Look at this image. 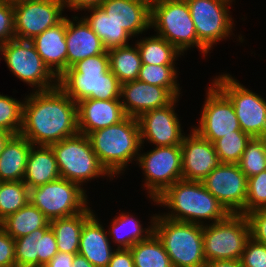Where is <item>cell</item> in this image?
I'll return each instance as SVG.
<instances>
[{"label":"cell","mask_w":266,"mask_h":267,"mask_svg":"<svg viewBox=\"0 0 266 267\" xmlns=\"http://www.w3.org/2000/svg\"><path fill=\"white\" fill-rule=\"evenodd\" d=\"M250 225V237L266 245V209H257L246 214Z\"/></svg>","instance_id":"43"},{"label":"cell","mask_w":266,"mask_h":267,"mask_svg":"<svg viewBox=\"0 0 266 267\" xmlns=\"http://www.w3.org/2000/svg\"><path fill=\"white\" fill-rule=\"evenodd\" d=\"M13 136V134L0 129V154L2 153L5 144Z\"/></svg>","instance_id":"50"},{"label":"cell","mask_w":266,"mask_h":267,"mask_svg":"<svg viewBox=\"0 0 266 267\" xmlns=\"http://www.w3.org/2000/svg\"><path fill=\"white\" fill-rule=\"evenodd\" d=\"M182 179L202 181L221 162L214 144L201 137L195 130L184 135L181 143Z\"/></svg>","instance_id":"18"},{"label":"cell","mask_w":266,"mask_h":267,"mask_svg":"<svg viewBox=\"0 0 266 267\" xmlns=\"http://www.w3.org/2000/svg\"><path fill=\"white\" fill-rule=\"evenodd\" d=\"M14 5L11 0H0V43L6 44L15 36Z\"/></svg>","instance_id":"41"},{"label":"cell","mask_w":266,"mask_h":267,"mask_svg":"<svg viewBox=\"0 0 266 267\" xmlns=\"http://www.w3.org/2000/svg\"><path fill=\"white\" fill-rule=\"evenodd\" d=\"M152 201L172 210L161 216L201 226H205L207 220L220 222L230 215L200 181L178 180Z\"/></svg>","instance_id":"2"},{"label":"cell","mask_w":266,"mask_h":267,"mask_svg":"<svg viewBox=\"0 0 266 267\" xmlns=\"http://www.w3.org/2000/svg\"><path fill=\"white\" fill-rule=\"evenodd\" d=\"M88 16H82L93 32L101 39L106 50L129 45L132 36L99 6L87 9Z\"/></svg>","instance_id":"29"},{"label":"cell","mask_w":266,"mask_h":267,"mask_svg":"<svg viewBox=\"0 0 266 267\" xmlns=\"http://www.w3.org/2000/svg\"><path fill=\"white\" fill-rule=\"evenodd\" d=\"M142 64L175 65L182 54L159 35L140 38L135 42Z\"/></svg>","instance_id":"33"},{"label":"cell","mask_w":266,"mask_h":267,"mask_svg":"<svg viewBox=\"0 0 266 267\" xmlns=\"http://www.w3.org/2000/svg\"><path fill=\"white\" fill-rule=\"evenodd\" d=\"M240 262L243 267H266V245L250 238L246 242Z\"/></svg>","instance_id":"42"},{"label":"cell","mask_w":266,"mask_h":267,"mask_svg":"<svg viewBox=\"0 0 266 267\" xmlns=\"http://www.w3.org/2000/svg\"><path fill=\"white\" fill-rule=\"evenodd\" d=\"M93 213L91 207H88L75 216L49 221L59 252L78 254L83 225Z\"/></svg>","instance_id":"30"},{"label":"cell","mask_w":266,"mask_h":267,"mask_svg":"<svg viewBox=\"0 0 266 267\" xmlns=\"http://www.w3.org/2000/svg\"><path fill=\"white\" fill-rule=\"evenodd\" d=\"M77 116L79 133L88 136L122 121L126 114L120 99H83L77 103Z\"/></svg>","instance_id":"21"},{"label":"cell","mask_w":266,"mask_h":267,"mask_svg":"<svg viewBox=\"0 0 266 267\" xmlns=\"http://www.w3.org/2000/svg\"><path fill=\"white\" fill-rule=\"evenodd\" d=\"M210 85L206 91L199 125L192 127L201 137L214 143L241 128L232 102L213 82Z\"/></svg>","instance_id":"15"},{"label":"cell","mask_w":266,"mask_h":267,"mask_svg":"<svg viewBox=\"0 0 266 267\" xmlns=\"http://www.w3.org/2000/svg\"><path fill=\"white\" fill-rule=\"evenodd\" d=\"M54 152L60 177L83 187V183L103 176L113 177L94 153L89 137L78 133L54 143Z\"/></svg>","instance_id":"7"},{"label":"cell","mask_w":266,"mask_h":267,"mask_svg":"<svg viewBox=\"0 0 266 267\" xmlns=\"http://www.w3.org/2000/svg\"><path fill=\"white\" fill-rule=\"evenodd\" d=\"M32 144L22 135H13L0 154V180L22 181Z\"/></svg>","instance_id":"27"},{"label":"cell","mask_w":266,"mask_h":267,"mask_svg":"<svg viewBox=\"0 0 266 267\" xmlns=\"http://www.w3.org/2000/svg\"><path fill=\"white\" fill-rule=\"evenodd\" d=\"M140 147L136 164L144 174V185L150 200L158 198L176 181L182 179L181 145L160 146L142 153Z\"/></svg>","instance_id":"12"},{"label":"cell","mask_w":266,"mask_h":267,"mask_svg":"<svg viewBox=\"0 0 266 267\" xmlns=\"http://www.w3.org/2000/svg\"><path fill=\"white\" fill-rule=\"evenodd\" d=\"M0 94V129L13 135L20 134L22 128L23 102Z\"/></svg>","instance_id":"39"},{"label":"cell","mask_w":266,"mask_h":267,"mask_svg":"<svg viewBox=\"0 0 266 267\" xmlns=\"http://www.w3.org/2000/svg\"><path fill=\"white\" fill-rule=\"evenodd\" d=\"M29 202V188L23 181H2L0 188V222Z\"/></svg>","instance_id":"36"},{"label":"cell","mask_w":266,"mask_h":267,"mask_svg":"<svg viewBox=\"0 0 266 267\" xmlns=\"http://www.w3.org/2000/svg\"><path fill=\"white\" fill-rule=\"evenodd\" d=\"M155 215L151 217L148 228H143L138 218H134L129 212L114 217L110 228L107 230L108 236L116 244V249H130L140 241L146 240L153 233V223Z\"/></svg>","instance_id":"28"},{"label":"cell","mask_w":266,"mask_h":267,"mask_svg":"<svg viewBox=\"0 0 266 267\" xmlns=\"http://www.w3.org/2000/svg\"><path fill=\"white\" fill-rule=\"evenodd\" d=\"M72 18L66 16L67 69L80 60L106 51L101 39L83 18L76 15Z\"/></svg>","instance_id":"23"},{"label":"cell","mask_w":266,"mask_h":267,"mask_svg":"<svg viewBox=\"0 0 266 267\" xmlns=\"http://www.w3.org/2000/svg\"><path fill=\"white\" fill-rule=\"evenodd\" d=\"M48 223L45 215L28 202L23 208L2 220L0 226L10 237L17 239L29 235L36 229L44 228Z\"/></svg>","instance_id":"31"},{"label":"cell","mask_w":266,"mask_h":267,"mask_svg":"<svg viewBox=\"0 0 266 267\" xmlns=\"http://www.w3.org/2000/svg\"><path fill=\"white\" fill-rule=\"evenodd\" d=\"M93 213L84 223L78 254L84 256L94 267H107L113 252L107 230ZM109 237V238H108Z\"/></svg>","instance_id":"25"},{"label":"cell","mask_w":266,"mask_h":267,"mask_svg":"<svg viewBox=\"0 0 266 267\" xmlns=\"http://www.w3.org/2000/svg\"><path fill=\"white\" fill-rule=\"evenodd\" d=\"M0 54H2V44L0 43ZM2 59V57H0Z\"/></svg>","instance_id":"52"},{"label":"cell","mask_w":266,"mask_h":267,"mask_svg":"<svg viewBox=\"0 0 266 267\" xmlns=\"http://www.w3.org/2000/svg\"><path fill=\"white\" fill-rule=\"evenodd\" d=\"M257 209H266V170L247 178L245 215Z\"/></svg>","instance_id":"40"},{"label":"cell","mask_w":266,"mask_h":267,"mask_svg":"<svg viewBox=\"0 0 266 267\" xmlns=\"http://www.w3.org/2000/svg\"><path fill=\"white\" fill-rule=\"evenodd\" d=\"M0 267H16L15 242L0 226Z\"/></svg>","instance_id":"44"},{"label":"cell","mask_w":266,"mask_h":267,"mask_svg":"<svg viewBox=\"0 0 266 267\" xmlns=\"http://www.w3.org/2000/svg\"><path fill=\"white\" fill-rule=\"evenodd\" d=\"M135 267H173L162 242L152 233L130 248Z\"/></svg>","instance_id":"34"},{"label":"cell","mask_w":266,"mask_h":267,"mask_svg":"<svg viewBox=\"0 0 266 267\" xmlns=\"http://www.w3.org/2000/svg\"><path fill=\"white\" fill-rule=\"evenodd\" d=\"M86 190L79 184L58 178L29 189V202L51 221L84 212L89 206Z\"/></svg>","instance_id":"9"},{"label":"cell","mask_w":266,"mask_h":267,"mask_svg":"<svg viewBox=\"0 0 266 267\" xmlns=\"http://www.w3.org/2000/svg\"><path fill=\"white\" fill-rule=\"evenodd\" d=\"M178 70L175 65L142 64L138 80L170 89L178 98L180 96V85L177 83Z\"/></svg>","instance_id":"35"},{"label":"cell","mask_w":266,"mask_h":267,"mask_svg":"<svg viewBox=\"0 0 266 267\" xmlns=\"http://www.w3.org/2000/svg\"><path fill=\"white\" fill-rule=\"evenodd\" d=\"M14 242L16 267L46 265L59 252L49 223Z\"/></svg>","instance_id":"20"},{"label":"cell","mask_w":266,"mask_h":267,"mask_svg":"<svg viewBox=\"0 0 266 267\" xmlns=\"http://www.w3.org/2000/svg\"><path fill=\"white\" fill-rule=\"evenodd\" d=\"M178 101L176 98L170 105L149 110L137 118L142 146L145 140L156 147L181 145L185 134L182 133L180 120L174 108Z\"/></svg>","instance_id":"17"},{"label":"cell","mask_w":266,"mask_h":267,"mask_svg":"<svg viewBox=\"0 0 266 267\" xmlns=\"http://www.w3.org/2000/svg\"><path fill=\"white\" fill-rule=\"evenodd\" d=\"M233 1L186 0L197 38L209 51L213 45L232 35L235 24L230 15L229 7Z\"/></svg>","instance_id":"13"},{"label":"cell","mask_w":266,"mask_h":267,"mask_svg":"<svg viewBox=\"0 0 266 267\" xmlns=\"http://www.w3.org/2000/svg\"><path fill=\"white\" fill-rule=\"evenodd\" d=\"M153 233L162 242L173 267H205L203 226L155 214Z\"/></svg>","instance_id":"5"},{"label":"cell","mask_w":266,"mask_h":267,"mask_svg":"<svg viewBox=\"0 0 266 267\" xmlns=\"http://www.w3.org/2000/svg\"><path fill=\"white\" fill-rule=\"evenodd\" d=\"M33 267H48L47 265H38V266H33Z\"/></svg>","instance_id":"53"},{"label":"cell","mask_w":266,"mask_h":267,"mask_svg":"<svg viewBox=\"0 0 266 267\" xmlns=\"http://www.w3.org/2000/svg\"><path fill=\"white\" fill-rule=\"evenodd\" d=\"M205 267H243L240 260H215L209 261Z\"/></svg>","instance_id":"48"},{"label":"cell","mask_w":266,"mask_h":267,"mask_svg":"<svg viewBox=\"0 0 266 267\" xmlns=\"http://www.w3.org/2000/svg\"><path fill=\"white\" fill-rule=\"evenodd\" d=\"M15 36L31 41L65 19L62 0H25L14 2Z\"/></svg>","instance_id":"14"},{"label":"cell","mask_w":266,"mask_h":267,"mask_svg":"<svg viewBox=\"0 0 266 267\" xmlns=\"http://www.w3.org/2000/svg\"><path fill=\"white\" fill-rule=\"evenodd\" d=\"M238 165L247 178L266 170V137L251 138Z\"/></svg>","instance_id":"38"},{"label":"cell","mask_w":266,"mask_h":267,"mask_svg":"<svg viewBox=\"0 0 266 267\" xmlns=\"http://www.w3.org/2000/svg\"><path fill=\"white\" fill-rule=\"evenodd\" d=\"M73 267H94L84 256L75 254Z\"/></svg>","instance_id":"49"},{"label":"cell","mask_w":266,"mask_h":267,"mask_svg":"<svg viewBox=\"0 0 266 267\" xmlns=\"http://www.w3.org/2000/svg\"><path fill=\"white\" fill-rule=\"evenodd\" d=\"M147 3H149L150 5H152L153 3H156V2H159V1H162V0H143Z\"/></svg>","instance_id":"51"},{"label":"cell","mask_w":266,"mask_h":267,"mask_svg":"<svg viewBox=\"0 0 266 267\" xmlns=\"http://www.w3.org/2000/svg\"><path fill=\"white\" fill-rule=\"evenodd\" d=\"M150 27L182 55L195 47L204 57L209 50L198 40L186 0H162L151 5Z\"/></svg>","instance_id":"6"},{"label":"cell","mask_w":266,"mask_h":267,"mask_svg":"<svg viewBox=\"0 0 266 267\" xmlns=\"http://www.w3.org/2000/svg\"><path fill=\"white\" fill-rule=\"evenodd\" d=\"M94 153L112 177L123 173L129 162L137 161L141 147L138 119L126 116L122 121L91 132Z\"/></svg>","instance_id":"4"},{"label":"cell","mask_w":266,"mask_h":267,"mask_svg":"<svg viewBox=\"0 0 266 267\" xmlns=\"http://www.w3.org/2000/svg\"><path fill=\"white\" fill-rule=\"evenodd\" d=\"M251 136L242 130L225 135L213 144L221 163L238 164Z\"/></svg>","instance_id":"37"},{"label":"cell","mask_w":266,"mask_h":267,"mask_svg":"<svg viewBox=\"0 0 266 267\" xmlns=\"http://www.w3.org/2000/svg\"><path fill=\"white\" fill-rule=\"evenodd\" d=\"M176 98L178 97L170 89L138 79L121 84L120 101L126 116L129 117L138 118L149 110L166 107Z\"/></svg>","instance_id":"19"},{"label":"cell","mask_w":266,"mask_h":267,"mask_svg":"<svg viewBox=\"0 0 266 267\" xmlns=\"http://www.w3.org/2000/svg\"><path fill=\"white\" fill-rule=\"evenodd\" d=\"M60 178V172L51 146L32 145L28 155L23 182L35 188Z\"/></svg>","instance_id":"26"},{"label":"cell","mask_w":266,"mask_h":267,"mask_svg":"<svg viewBox=\"0 0 266 267\" xmlns=\"http://www.w3.org/2000/svg\"><path fill=\"white\" fill-rule=\"evenodd\" d=\"M213 83L232 102L241 130L252 138L266 137V100L228 73L215 77Z\"/></svg>","instance_id":"11"},{"label":"cell","mask_w":266,"mask_h":267,"mask_svg":"<svg viewBox=\"0 0 266 267\" xmlns=\"http://www.w3.org/2000/svg\"><path fill=\"white\" fill-rule=\"evenodd\" d=\"M201 182L230 214L245 215L247 177L238 164L221 163Z\"/></svg>","instance_id":"16"},{"label":"cell","mask_w":266,"mask_h":267,"mask_svg":"<svg viewBox=\"0 0 266 267\" xmlns=\"http://www.w3.org/2000/svg\"><path fill=\"white\" fill-rule=\"evenodd\" d=\"M13 3L18 1H25V0H11Z\"/></svg>","instance_id":"54"},{"label":"cell","mask_w":266,"mask_h":267,"mask_svg":"<svg viewBox=\"0 0 266 267\" xmlns=\"http://www.w3.org/2000/svg\"><path fill=\"white\" fill-rule=\"evenodd\" d=\"M75 254L58 252L46 265L48 267H73Z\"/></svg>","instance_id":"47"},{"label":"cell","mask_w":266,"mask_h":267,"mask_svg":"<svg viewBox=\"0 0 266 267\" xmlns=\"http://www.w3.org/2000/svg\"><path fill=\"white\" fill-rule=\"evenodd\" d=\"M100 7L133 37L151 28V5L143 0H103Z\"/></svg>","instance_id":"22"},{"label":"cell","mask_w":266,"mask_h":267,"mask_svg":"<svg viewBox=\"0 0 266 267\" xmlns=\"http://www.w3.org/2000/svg\"><path fill=\"white\" fill-rule=\"evenodd\" d=\"M246 215L230 214L226 219L203 226V251L206 262L240 260L250 239Z\"/></svg>","instance_id":"8"},{"label":"cell","mask_w":266,"mask_h":267,"mask_svg":"<svg viewBox=\"0 0 266 267\" xmlns=\"http://www.w3.org/2000/svg\"><path fill=\"white\" fill-rule=\"evenodd\" d=\"M23 100L20 135L32 145L50 146L79 133L77 103L59 86L33 91Z\"/></svg>","instance_id":"1"},{"label":"cell","mask_w":266,"mask_h":267,"mask_svg":"<svg viewBox=\"0 0 266 267\" xmlns=\"http://www.w3.org/2000/svg\"><path fill=\"white\" fill-rule=\"evenodd\" d=\"M107 267H135L130 249H116Z\"/></svg>","instance_id":"45"},{"label":"cell","mask_w":266,"mask_h":267,"mask_svg":"<svg viewBox=\"0 0 266 267\" xmlns=\"http://www.w3.org/2000/svg\"><path fill=\"white\" fill-rule=\"evenodd\" d=\"M31 42L44 64L59 78L67 70L66 17L56 26L34 37Z\"/></svg>","instance_id":"24"},{"label":"cell","mask_w":266,"mask_h":267,"mask_svg":"<svg viewBox=\"0 0 266 267\" xmlns=\"http://www.w3.org/2000/svg\"><path fill=\"white\" fill-rule=\"evenodd\" d=\"M65 8L74 12L85 11L90 8L99 7L103 0H62Z\"/></svg>","instance_id":"46"},{"label":"cell","mask_w":266,"mask_h":267,"mask_svg":"<svg viewBox=\"0 0 266 267\" xmlns=\"http://www.w3.org/2000/svg\"><path fill=\"white\" fill-rule=\"evenodd\" d=\"M58 86L75 102L120 99L121 83L110 71L107 50L78 61L59 78Z\"/></svg>","instance_id":"3"},{"label":"cell","mask_w":266,"mask_h":267,"mask_svg":"<svg viewBox=\"0 0 266 267\" xmlns=\"http://www.w3.org/2000/svg\"><path fill=\"white\" fill-rule=\"evenodd\" d=\"M1 55L13 75L34 88L33 91H46L58 86V78L44 64L31 41L10 40L2 45Z\"/></svg>","instance_id":"10"},{"label":"cell","mask_w":266,"mask_h":267,"mask_svg":"<svg viewBox=\"0 0 266 267\" xmlns=\"http://www.w3.org/2000/svg\"><path fill=\"white\" fill-rule=\"evenodd\" d=\"M109 56L110 71L119 82L125 83L138 79L142 67L141 56L137 45H127L107 50Z\"/></svg>","instance_id":"32"}]
</instances>
